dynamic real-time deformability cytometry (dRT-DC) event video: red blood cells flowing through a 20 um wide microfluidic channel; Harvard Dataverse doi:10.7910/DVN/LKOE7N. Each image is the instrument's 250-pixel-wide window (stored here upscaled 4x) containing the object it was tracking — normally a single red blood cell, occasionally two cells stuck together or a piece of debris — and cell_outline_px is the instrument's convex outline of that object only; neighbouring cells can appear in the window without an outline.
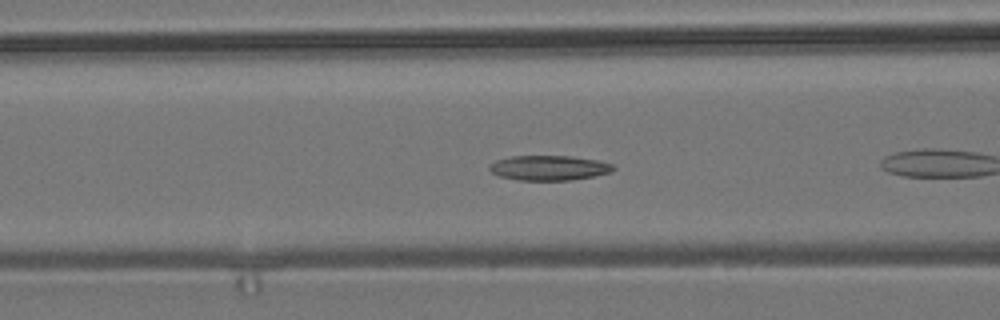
{"species": "common noctule bat (a hibernating species)", "species_latin": "Nyctalus noctula", "temperature_condition": "room temperature", "stored_images_in_passage": 12, "camera_frame_rate_fps": 3000, "um_per_image_px": 0.085, "animal": {"sex": "male", "body_mass_g": 19.2, "forearm_length_mm": 51.8}, "frame": {"image": 1, "passage_image": 6, "time_ms": 1.667, "image_size_px": [1000, 320], "cell_outline_px": [[616, 168], [612, 172], [572, 180], [516, 180], [500, 176], [492, 172], [488, 168], [496, 160], [512, 156], [572, 156], [600, 160], [612, 164]], "centroid_in_image_um": [46.7, 14.26], "position_along_channel_um": 119.9, "area_um2": 17.98}}
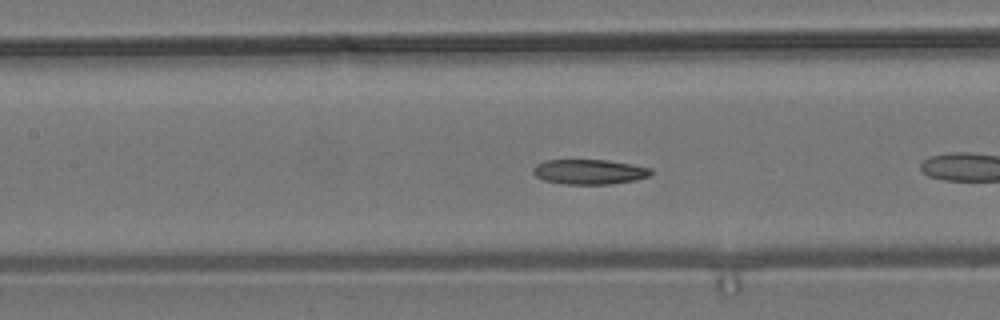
{"frame": {"image": 2, "passage_image": 9, "time_ms": 2.667, "image_size_px": [1000, 320], "cell_outline_px": [[652, 176], [636, 180], [612, 184], [564, 184], [544, 180], [536, 176], [532, 172], [532, 168], [536, 164], [544, 160], [608, 160], [632, 164], [652, 168]], "centroid_in_image_um": [50.12, 14.6], "position_along_channel_um": 157.3, "area_um2": 17.34}}
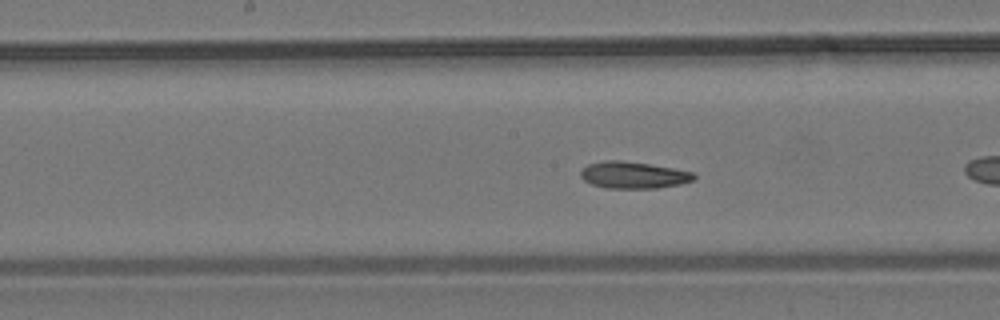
{"frame": {"image": 3, "passage_image": 12, "time_ms": 3.667, "image_size_px": [1000, 320], "cell_outline_px": [[696, 176], [692, 180], [680, 184], [656, 188], [608, 188], [592, 184], [584, 180], [580, 176], [580, 172], [588, 164], [604, 160], [620, 160], [648, 164], [672, 168], [692, 172]], "centroid_in_image_um": [53.81, 14.88], "position_along_channel_um": 194.4, "area_um2": 17.46}}